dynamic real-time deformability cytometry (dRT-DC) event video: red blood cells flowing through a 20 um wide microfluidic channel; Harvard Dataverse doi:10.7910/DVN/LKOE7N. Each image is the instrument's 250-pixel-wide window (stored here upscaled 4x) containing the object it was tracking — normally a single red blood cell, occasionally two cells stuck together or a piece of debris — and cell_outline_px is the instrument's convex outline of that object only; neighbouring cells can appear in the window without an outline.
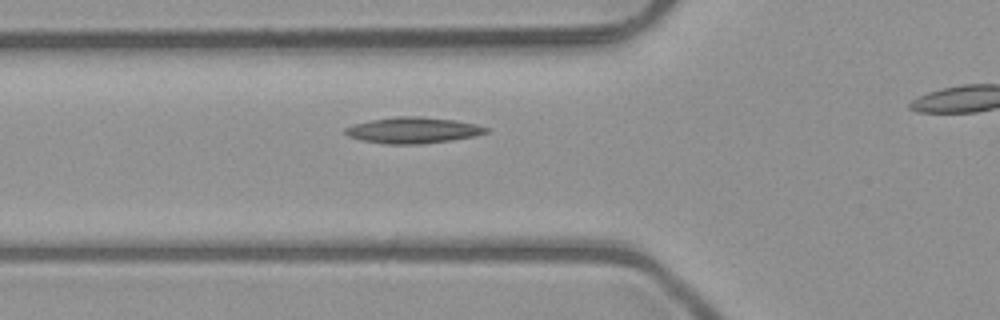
{"species": "common noctule bat (a hibernating species)", "species_latin": "Nyctalus noctula", "temperature_condition": "room temperature", "stored_images_in_passage": 32, "camera_frame_rate_fps": 3000, "um_per_image_px": 0.085, "animal": {"sex": "male", "body_mass_g": 23.1, "forearm_length_mm": 52.7}, "frame": {"image": 1, "passage_image": 7, "time_ms": 2.0, "image_size_px": [1000, 320], "cell_outline_px": [[488, 132], [476, 136], [452, 140], [420, 144], [384, 144], [360, 140], [348, 136], [344, 132], [344, 128], [368, 120], [396, 116], [420, 116], [456, 120], [476, 124], [488, 128]], "centroid_in_image_um": [35.1, 11.07], "position_along_channel_um": 90.7, "area_um2": 21.56}}
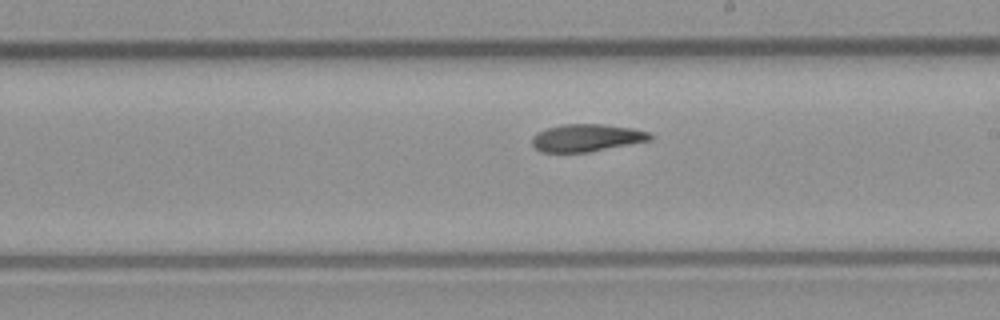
{"frame": {"image": 2, "passage_image": 18, "time_ms": 5.667, "image_size_px": [1000, 320], "cell_outline_px": [[652, 140], [588, 152], [540, 152], [532, 144], [532, 136], [536, 132], [548, 128], [564, 124], [604, 124], [632, 128], [648, 132], [652, 136]], "centroid_in_image_um": [49.85, 11.71], "position_along_channel_um": 239.2, "area_um2": 18.84}}
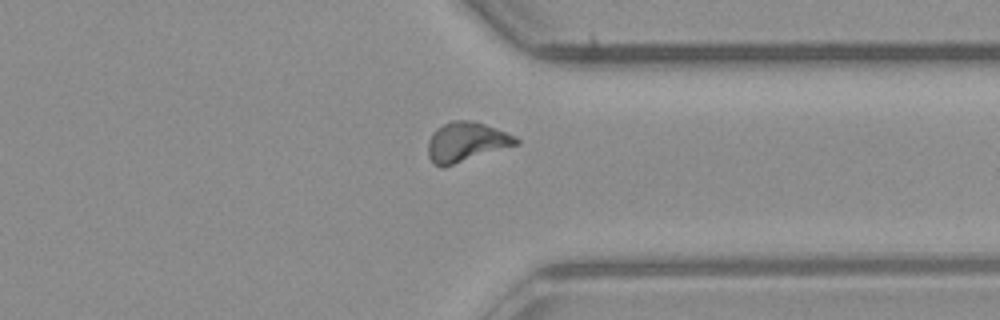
{"frame": {"image": 3, "passage_image": 28, "time_ms": 9.0, "image_size_px": [1000, 320], "cell_outline_px": [[520, 144], [444, 168], [440, 168], [432, 164], [428, 156], [428, 140], [432, 132], [436, 128], [452, 120], [468, 120], [484, 124], [516, 136], [520, 140]], "centroid_in_image_um": [39.61, 12.1], "position_along_channel_um": 371.8, "area_um2": 20.69}}